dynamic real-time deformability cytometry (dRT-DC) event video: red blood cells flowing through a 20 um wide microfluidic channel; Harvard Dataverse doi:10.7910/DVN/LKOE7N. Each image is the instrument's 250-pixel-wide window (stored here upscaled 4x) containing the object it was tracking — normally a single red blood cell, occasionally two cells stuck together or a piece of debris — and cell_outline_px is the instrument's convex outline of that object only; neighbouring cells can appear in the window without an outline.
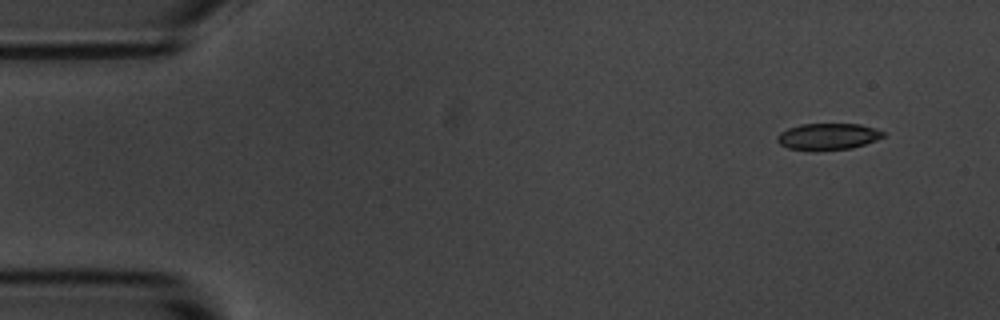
{"species": "common noctule bat (a hibernating species)", "species_latin": "Nyctalus noctula", "temperature_condition": "room temperature", "stored_images_in_passage": 4, "camera_frame_rate_fps": 3000, "um_per_image_px": 0.085, "animal": {"sex": "male", "body_mass_g": 20.1, "forearm_length_mm": 53.5}, "frame": {"image": 1, "passage_image": 1, "time_ms": 0.0, "image_size_px": [1000, 320], "cell_outline_px": [[884, 136], [876, 140], [852, 148], [816, 152], [788, 148], [780, 144], [776, 140], [776, 136], [780, 132], [788, 128], [800, 124], [860, 124], [876, 128], [884, 132]], "centroid_in_image_um": [70.34, 11.62], "position_along_channel_um": 14.7, "area_um2": 16.7}}